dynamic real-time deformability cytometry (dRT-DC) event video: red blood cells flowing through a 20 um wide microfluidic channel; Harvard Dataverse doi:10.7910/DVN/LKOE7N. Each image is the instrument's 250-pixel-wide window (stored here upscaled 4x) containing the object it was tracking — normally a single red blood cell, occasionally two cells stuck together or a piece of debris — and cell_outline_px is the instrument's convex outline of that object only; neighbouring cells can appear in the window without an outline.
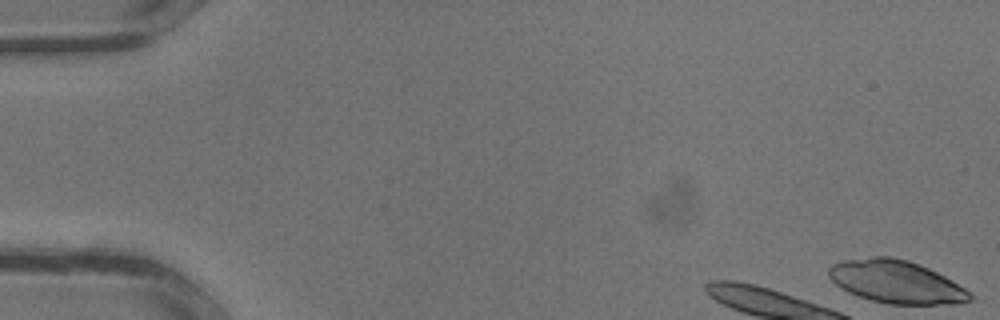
{"species": "common noctule bat (a hibernating species)", "species_latin": "Nyctalus noctula", "temperature_condition": "warm", "stored_images_in_passage": 3, "camera_frame_rate_fps": 3000, "um_per_image_px": 0.085, "animal": {"sex": "male", "body_mass_g": 13.3}, "frame": {"image": 1, "passage_image": 1, "time_ms": 0.0, "image_size_px": [1000, 320], "cell_outline_px": [[972, 300], [964, 304], [888, 304], [872, 300], [848, 292], [840, 288], [828, 276], [828, 268], [832, 264], [844, 260], [872, 256], [892, 256], [908, 260], [920, 264], [952, 280], [964, 288], [972, 296]], "centroid_in_image_um": [76.18, 23.95], "position_along_channel_um": 8.8, "area_um2": 35.32}}